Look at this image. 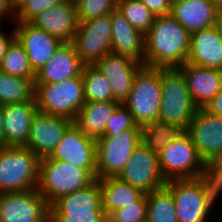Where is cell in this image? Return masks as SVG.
Returning a JSON list of instances; mask_svg holds the SVG:
<instances>
[{"label":"cell","instance_id":"1","mask_svg":"<svg viewBox=\"0 0 222 222\" xmlns=\"http://www.w3.org/2000/svg\"><path fill=\"white\" fill-rule=\"evenodd\" d=\"M191 33L171 15L156 16L145 34V66L179 68L187 62Z\"/></svg>","mask_w":222,"mask_h":222},{"label":"cell","instance_id":"2","mask_svg":"<svg viewBox=\"0 0 222 222\" xmlns=\"http://www.w3.org/2000/svg\"><path fill=\"white\" fill-rule=\"evenodd\" d=\"M95 180L96 177L88 169L46 157L39 162L36 189L51 206L61 197L81 190Z\"/></svg>","mask_w":222,"mask_h":222},{"label":"cell","instance_id":"3","mask_svg":"<svg viewBox=\"0 0 222 222\" xmlns=\"http://www.w3.org/2000/svg\"><path fill=\"white\" fill-rule=\"evenodd\" d=\"M162 97L161 68L142 66L123 105L142 128L158 119Z\"/></svg>","mask_w":222,"mask_h":222},{"label":"cell","instance_id":"4","mask_svg":"<svg viewBox=\"0 0 222 222\" xmlns=\"http://www.w3.org/2000/svg\"><path fill=\"white\" fill-rule=\"evenodd\" d=\"M39 162L25 146H0V193L36 189Z\"/></svg>","mask_w":222,"mask_h":222},{"label":"cell","instance_id":"5","mask_svg":"<svg viewBox=\"0 0 222 222\" xmlns=\"http://www.w3.org/2000/svg\"><path fill=\"white\" fill-rule=\"evenodd\" d=\"M161 85L158 119L178 125L185 131L198 110L189 93L185 76L178 68H161Z\"/></svg>","mask_w":222,"mask_h":222},{"label":"cell","instance_id":"6","mask_svg":"<svg viewBox=\"0 0 222 222\" xmlns=\"http://www.w3.org/2000/svg\"><path fill=\"white\" fill-rule=\"evenodd\" d=\"M50 222H108L102 208L99 179L56 200L50 206Z\"/></svg>","mask_w":222,"mask_h":222},{"label":"cell","instance_id":"7","mask_svg":"<svg viewBox=\"0 0 222 222\" xmlns=\"http://www.w3.org/2000/svg\"><path fill=\"white\" fill-rule=\"evenodd\" d=\"M35 99L39 112L74 121L86 102L82 76L52 84H35Z\"/></svg>","mask_w":222,"mask_h":222},{"label":"cell","instance_id":"8","mask_svg":"<svg viewBox=\"0 0 222 222\" xmlns=\"http://www.w3.org/2000/svg\"><path fill=\"white\" fill-rule=\"evenodd\" d=\"M141 144V128H132L96 142L97 179L118 176Z\"/></svg>","mask_w":222,"mask_h":222},{"label":"cell","instance_id":"9","mask_svg":"<svg viewBox=\"0 0 222 222\" xmlns=\"http://www.w3.org/2000/svg\"><path fill=\"white\" fill-rule=\"evenodd\" d=\"M158 160L166 181L194 179L204 163L185 131L165 146L158 154Z\"/></svg>","mask_w":222,"mask_h":222},{"label":"cell","instance_id":"10","mask_svg":"<svg viewBox=\"0 0 222 222\" xmlns=\"http://www.w3.org/2000/svg\"><path fill=\"white\" fill-rule=\"evenodd\" d=\"M0 222H50V206L37 189L2 192Z\"/></svg>","mask_w":222,"mask_h":222},{"label":"cell","instance_id":"11","mask_svg":"<svg viewBox=\"0 0 222 222\" xmlns=\"http://www.w3.org/2000/svg\"><path fill=\"white\" fill-rule=\"evenodd\" d=\"M111 32L110 13L78 23L72 43L84 64H94L111 52Z\"/></svg>","mask_w":222,"mask_h":222},{"label":"cell","instance_id":"12","mask_svg":"<svg viewBox=\"0 0 222 222\" xmlns=\"http://www.w3.org/2000/svg\"><path fill=\"white\" fill-rule=\"evenodd\" d=\"M118 177L144 194L167 184L160 170L158 154L151 152L143 144L134 150Z\"/></svg>","mask_w":222,"mask_h":222},{"label":"cell","instance_id":"13","mask_svg":"<svg viewBox=\"0 0 222 222\" xmlns=\"http://www.w3.org/2000/svg\"><path fill=\"white\" fill-rule=\"evenodd\" d=\"M73 120L37 111L33 117L26 146L39 159L49 157Z\"/></svg>","mask_w":222,"mask_h":222},{"label":"cell","instance_id":"14","mask_svg":"<svg viewBox=\"0 0 222 222\" xmlns=\"http://www.w3.org/2000/svg\"><path fill=\"white\" fill-rule=\"evenodd\" d=\"M185 132L204 161L213 160L222 151V117L198 108Z\"/></svg>","mask_w":222,"mask_h":222},{"label":"cell","instance_id":"15","mask_svg":"<svg viewBox=\"0 0 222 222\" xmlns=\"http://www.w3.org/2000/svg\"><path fill=\"white\" fill-rule=\"evenodd\" d=\"M49 158L88 169L97 179L96 141L87 138L74 122L65 131Z\"/></svg>","mask_w":222,"mask_h":222},{"label":"cell","instance_id":"16","mask_svg":"<svg viewBox=\"0 0 222 222\" xmlns=\"http://www.w3.org/2000/svg\"><path fill=\"white\" fill-rule=\"evenodd\" d=\"M15 38L25 49L31 68L37 73L63 43L30 22L15 23Z\"/></svg>","mask_w":222,"mask_h":222},{"label":"cell","instance_id":"17","mask_svg":"<svg viewBox=\"0 0 222 222\" xmlns=\"http://www.w3.org/2000/svg\"><path fill=\"white\" fill-rule=\"evenodd\" d=\"M172 193L179 222H206L210 217L195 179H175L165 185Z\"/></svg>","mask_w":222,"mask_h":222},{"label":"cell","instance_id":"18","mask_svg":"<svg viewBox=\"0 0 222 222\" xmlns=\"http://www.w3.org/2000/svg\"><path fill=\"white\" fill-rule=\"evenodd\" d=\"M94 65L106 76L112 87V97L121 104L132 88L135 75L143 64L115 53H107Z\"/></svg>","mask_w":222,"mask_h":222},{"label":"cell","instance_id":"19","mask_svg":"<svg viewBox=\"0 0 222 222\" xmlns=\"http://www.w3.org/2000/svg\"><path fill=\"white\" fill-rule=\"evenodd\" d=\"M81 61L72 42H63L53 56L36 73L35 84H52L82 74Z\"/></svg>","mask_w":222,"mask_h":222},{"label":"cell","instance_id":"20","mask_svg":"<svg viewBox=\"0 0 222 222\" xmlns=\"http://www.w3.org/2000/svg\"><path fill=\"white\" fill-rule=\"evenodd\" d=\"M111 52L134 59L145 66V35L135 29L117 8L110 12Z\"/></svg>","mask_w":222,"mask_h":222},{"label":"cell","instance_id":"21","mask_svg":"<svg viewBox=\"0 0 222 222\" xmlns=\"http://www.w3.org/2000/svg\"><path fill=\"white\" fill-rule=\"evenodd\" d=\"M30 23L62 42H72L79 23L76 5L68 1L55 5L42 11Z\"/></svg>","mask_w":222,"mask_h":222},{"label":"cell","instance_id":"22","mask_svg":"<svg viewBox=\"0 0 222 222\" xmlns=\"http://www.w3.org/2000/svg\"><path fill=\"white\" fill-rule=\"evenodd\" d=\"M185 76L194 104L204 108L222 90V70L185 63L178 68Z\"/></svg>","mask_w":222,"mask_h":222},{"label":"cell","instance_id":"23","mask_svg":"<svg viewBox=\"0 0 222 222\" xmlns=\"http://www.w3.org/2000/svg\"><path fill=\"white\" fill-rule=\"evenodd\" d=\"M37 111L35 98L30 102L4 105L3 146H26Z\"/></svg>","mask_w":222,"mask_h":222},{"label":"cell","instance_id":"24","mask_svg":"<svg viewBox=\"0 0 222 222\" xmlns=\"http://www.w3.org/2000/svg\"><path fill=\"white\" fill-rule=\"evenodd\" d=\"M186 63L222 70V40L215 26L191 33Z\"/></svg>","mask_w":222,"mask_h":222},{"label":"cell","instance_id":"25","mask_svg":"<svg viewBox=\"0 0 222 222\" xmlns=\"http://www.w3.org/2000/svg\"><path fill=\"white\" fill-rule=\"evenodd\" d=\"M218 11L211 0H178L170 15L190 33L215 26Z\"/></svg>","mask_w":222,"mask_h":222},{"label":"cell","instance_id":"26","mask_svg":"<svg viewBox=\"0 0 222 222\" xmlns=\"http://www.w3.org/2000/svg\"><path fill=\"white\" fill-rule=\"evenodd\" d=\"M120 104L119 101L85 102L73 122L87 138L97 142L103 137L107 122Z\"/></svg>","mask_w":222,"mask_h":222},{"label":"cell","instance_id":"27","mask_svg":"<svg viewBox=\"0 0 222 222\" xmlns=\"http://www.w3.org/2000/svg\"><path fill=\"white\" fill-rule=\"evenodd\" d=\"M102 208L108 216L114 210L137 202L144 193L118 176L99 179Z\"/></svg>","mask_w":222,"mask_h":222},{"label":"cell","instance_id":"28","mask_svg":"<svg viewBox=\"0 0 222 222\" xmlns=\"http://www.w3.org/2000/svg\"><path fill=\"white\" fill-rule=\"evenodd\" d=\"M35 79H24L0 71V105L30 102L35 98Z\"/></svg>","mask_w":222,"mask_h":222},{"label":"cell","instance_id":"29","mask_svg":"<svg viewBox=\"0 0 222 222\" xmlns=\"http://www.w3.org/2000/svg\"><path fill=\"white\" fill-rule=\"evenodd\" d=\"M183 132L178 125L156 119L141 128V144L151 152L159 154L168 143Z\"/></svg>","mask_w":222,"mask_h":222},{"label":"cell","instance_id":"30","mask_svg":"<svg viewBox=\"0 0 222 222\" xmlns=\"http://www.w3.org/2000/svg\"><path fill=\"white\" fill-rule=\"evenodd\" d=\"M146 222H179L172 193L166 186L147 194Z\"/></svg>","mask_w":222,"mask_h":222},{"label":"cell","instance_id":"31","mask_svg":"<svg viewBox=\"0 0 222 222\" xmlns=\"http://www.w3.org/2000/svg\"><path fill=\"white\" fill-rule=\"evenodd\" d=\"M81 76L86 102L116 101L109 80L94 64H85Z\"/></svg>","mask_w":222,"mask_h":222},{"label":"cell","instance_id":"32","mask_svg":"<svg viewBox=\"0 0 222 222\" xmlns=\"http://www.w3.org/2000/svg\"><path fill=\"white\" fill-rule=\"evenodd\" d=\"M194 179L201 189L205 207L211 212L215 200L222 192V167L213 160L204 161L200 173Z\"/></svg>","mask_w":222,"mask_h":222},{"label":"cell","instance_id":"33","mask_svg":"<svg viewBox=\"0 0 222 222\" xmlns=\"http://www.w3.org/2000/svg\"><path fill=\"white\" fill-rule=\"evenodd\" d=\"M0 71L24 79H35L36 77L25 49L16 38L7 48L0 64Z\"/></svg>","mask_w":222,"mask_h":222},{"label":"cell","instance_id":"34","mask_svg":"<svg viewBox=\"0 0 222 222\" xmlns=\"http://www.w3.org/2000/svg\"><path fill=\"white\" fill-rule=\"evenodd\" d=\"M117 8L126 20L144 35L151 28L156 18V15L140 0H118Z\"/></svg>","mask_w":222,"mask_h":222},{"label":"cell","instance_id":"35","mask_svg":"<svg viewBox=\"0 0 222 222\" xmlns=\"http://www.w3.org/2000/svg\"><path fill=\"white\" fill-rule=\"evenodd\" d=\"M75 5L81 22L109 14L117 9L118 0H79Z\"/></svg>","mask_w":222,"mask_h":222},{"label":"cell","instance_id":"36","mask_svg":"<svg viewBox=\"0 0 222 222\" xmlns=\"http://www.w3.org/2000/svg\"><path fill=\"white\" fill-rule=\"evenodd\" d=\"M107 219L108 222H146L147 194L133 204L114 210L107 216Z\"/></svg>","mask_w":222,"mask_h":222},{"label":"cell","instance_id":"37","mask_svg":"<svg viewBox=\"0 0 222 222\" xmlns=\"http://www.w3.org/2000/svg\"><path fill=\"white\" fill-rule=\"evenodd\" d=\"M132 128L140 127L136 125L131 112L123 104H120L107 122L103 136L118 135L120 132Z\"/></svg>","mask_w":222,"mask_h":222},{"label":"cell","instance_id":"38","mask_svg":"<svg viewBox=\"0 0 222 222\" xmlns=\"http://www.w3.org/2000/svg\"><path fill=\"white\" fill-rule=\"evenodd\" d=\"M64 2L66 0H29L15 12L14 22H30L42 11Z\"/></svg>","mask_w":222,"mask_h":222},{"label":"cell","instance_id":"39","mask_svg":"<svg viewBox=\"0 0 222 222\" xmlns=\"http://www.w3.org/2000/svg\"><path fill=\"white\" fill-rule=\"evenodd\" d=\"M150 11L156 16L170 15L171 5L170 0H140Z\"/></svg>","mask_w":222,"mask_h":222},{"label":"cell","instance_id":"40","mask_svg":"<svg viewBox=\"0 0 222 222\" xmlns=\"http://www.w3.org/2000/svg\"><path fill=\"white\" fill-rule=\"evenodd\" d=\"M211 114L222 117V90L204 107Z\"/></svg>","mask_w":222,"mask_h":222},{"label":"cell","instance_id":"41","mask_svg":"<svg viewBox=\"0 0 222 222\" xmlns=\"http://www.w3.org/2000/svg\"><path fill=\"white\" fill-rule=\"evenodd\" d=\"M11 31L12 32L10 34H4L3 30H1L0 28V64L7 51L8 46L15 39V30L13 29Z\"/></svg>","mask_w":222,"mask_h":222},{"label":"cell","instance_id":"42","mask_svg":"<svg viewBox=\"0 0 222 222\" xmlns=\"http://www.w3.org/2000/svg\"><path fill=\"white\" fill-rule=\"evenodd\" d=\"M8 16L14 20L15 13L9 4V0H0V20L2 21L3 17Z\"/></svg>","mask_w":222,"mask_h":222},{"label":"cell","instance_id":"43","mask_svg":"<svg viewBox=\"0 0 222 222\" xmlns=\"http://www.w3.org/2000/svg\"><path fill=\"white\" fill-rule=\"evenodd\" d=\"M4 105H0V146H3Z\"/></svg>","mask_w":222,"mask_h":222},{"label":"cell","instance_id":"44","mask_svg":"<svg viewBox=\"0 0 222 222\" xmlns=\"http://www.w3.org/2000/svg\"><path fill=\"white\" fill-rule=\"evenodd\" d=\"M27 1L29 0H9V4L15 13Z\"/></svg>","mask_w":222,"mask_h":222},{"label":"cell","instance_id":"45","mask_svg":"<svg viewBox=\"0 0 222 222\" xmlns=\"http://www.w3.org/2000/svg\"><path fill=\"white\" fill-rule=\"evenodd\" d=\"M215 27L217 28L219 36L222 40V12H218V14H217Z\"/></svg>","mask_w":222,"mask_h":222},{"label":"cell","instance_id":"46","mask_svg":"<svg viewBox=\"0 0 222 222\" xmlns=\"http://www.w3.org/2000/svg\"><path fill=\"white\" fill-rule=\"evenodd\" d=\"M214 4L215 9L218 12H222V0H211Z\"/></svg>","mask_w":222,"mask_h":222},{"label":"cell","instance_id":"47","mask_svg":"<svg viewBox=\"0 0 222 222\" xmlns=\"http://www.w3.org/2000/svg\"><path fill=\"white\" fill-rule=\"evenodd\" d=\"M213 161L222 167V151L213 159Z\"/></svg>","mask_w":222,"mask_h":222},{"label":"cell","instance_id":"48","mask_svg":"<svg viewBox=\"0 0 222 222\" xmlns=\"http://www.w3.org/2000/svg\"><path fill=\"white\" fill-rule=\"evenodd\" d=\"M66 1L76 4L79 0H66Z\"/></svg>","mask_w":222,"mask_h":222}]
</instances>
